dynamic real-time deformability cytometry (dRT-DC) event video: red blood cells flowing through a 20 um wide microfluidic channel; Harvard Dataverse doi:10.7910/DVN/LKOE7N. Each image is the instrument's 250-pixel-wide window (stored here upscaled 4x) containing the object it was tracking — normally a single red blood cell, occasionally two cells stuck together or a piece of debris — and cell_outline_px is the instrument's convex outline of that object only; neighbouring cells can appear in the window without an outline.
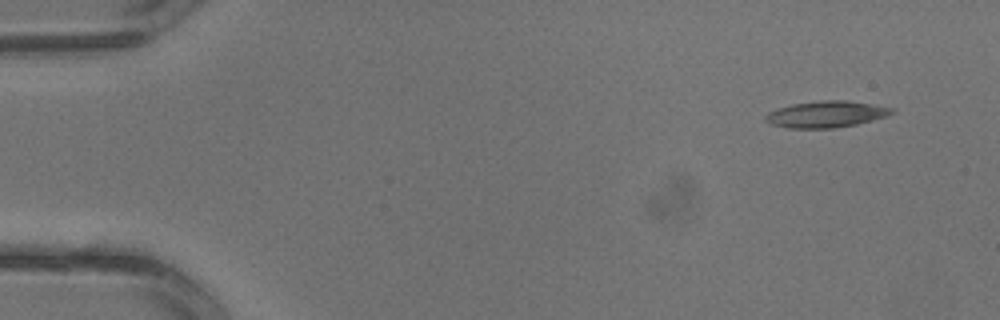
{"species": "common noctule bat (a hibernating species)", "species_latin": "Nyctalus noctula", "temperature_condition": "warm", "stored_images_in_passage": 2, "camera_frame_rate_fps": 3000, "um_per_image_px": 0.085, "animal": {"sex": "male", "body_mass_g": 13.3}, "frame": {"image": 1, "passage_image": 1, "time_ms": 0.0, "image_size_px": [1000, 320], "cell_outline_px": [[896, 112], [872, 120], [856, 124], [836, 128], [788, 128], [772, 124], [764, 120], [764, 116], [768, 112], [776, 108], [792, 104], [820, 100], [848, 100], [896, 108]], "centroid_in_image_um": [70.22, 9.7], "position_along_channel_um": 14.8, "area_um2": 19.59}}
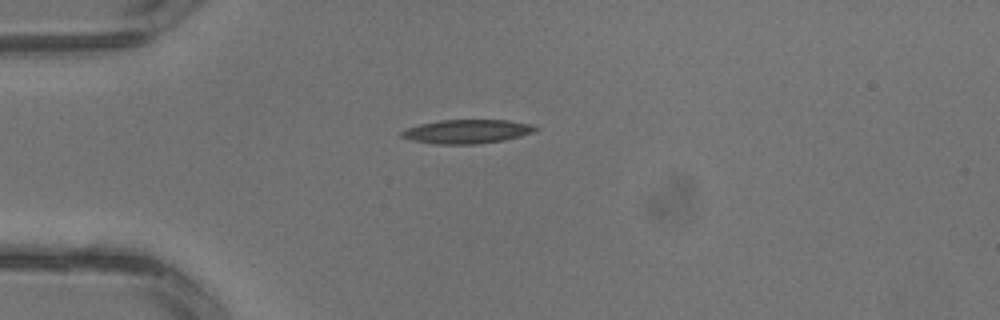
{"frame": {"image": 2, "passage_image": 2, "time_ms": 0.333, "image_size_px": [1000, 320], "cell_outline_px": [[540, 128], [536, 132], [504, 140], [480, 144], [436, 144], [412, 140], [400, 136], [400, 132], [408, 128], [420, 124], [440, 120], [508, 120], [532, 124]], "centroid_in_image_um": [39.75, 11.18], "position_along_channel_um": 45.3, "area_um2": 18.73}}